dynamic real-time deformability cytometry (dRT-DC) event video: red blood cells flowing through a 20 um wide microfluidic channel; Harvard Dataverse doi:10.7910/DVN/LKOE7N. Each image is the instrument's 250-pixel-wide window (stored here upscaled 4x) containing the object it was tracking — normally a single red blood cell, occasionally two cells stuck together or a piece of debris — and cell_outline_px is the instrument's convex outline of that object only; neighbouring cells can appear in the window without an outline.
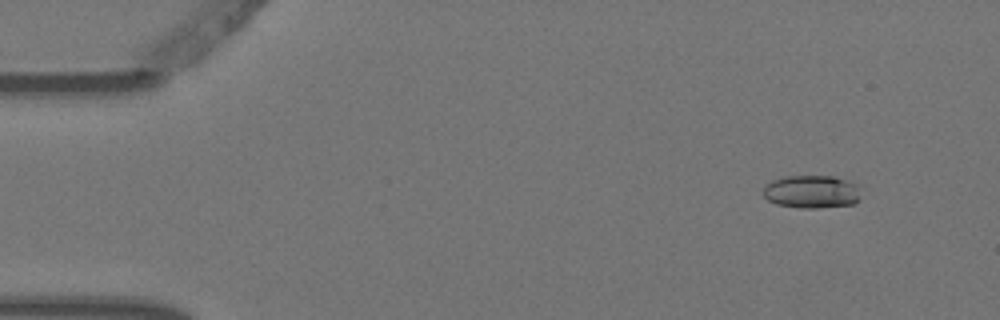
{"species": "Egyptian fruit bat (a non-hibernating species)", "species_latin": "Rousettus aegyptiacus", "temperature_condition": "warm", "stored_images_in_passage": 6, "camera_frame_rate_fps": 3000, "um_per_image_px": 0.085, "animal": {"sex": "female"}, "frame": {"image": 1, "passage_image": 2, "time_ms": 0.333, "image_size_px": [1000, 320], "cell_outline_px": [[860, 200], [856, 204], [816, 208], [800, 208], [776, 204], [768, 200], [764, 196], [764, 188], [772, 180], [788, 176], [832, 176], [856, 184]], "centroid_in_image_um": [68.99, 16.31], "position_along_channel_um": 16.0, "area_um2": 18.61}}
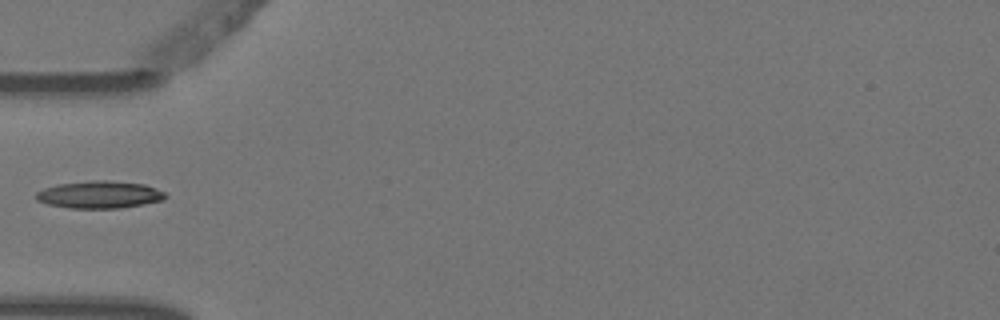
{"frame": {"image": 2, "passage_image": 5, "time_ms": 1.333, "image_size_px": [1000, 320], "cell_outline_px": [[168, 196], [164, 200], [144, 204], [120, 208], [68, 208], [48, 204], [36, 200], [36, 192], [44, 188], [60, 184], [96, 180], [112, 180], [144, 184], [156, 188], [164, 192]], "centroid_in_image_um": [8.49, 16.54], "position_along_channel_um": 76.5, "area_um2": 20.63}}